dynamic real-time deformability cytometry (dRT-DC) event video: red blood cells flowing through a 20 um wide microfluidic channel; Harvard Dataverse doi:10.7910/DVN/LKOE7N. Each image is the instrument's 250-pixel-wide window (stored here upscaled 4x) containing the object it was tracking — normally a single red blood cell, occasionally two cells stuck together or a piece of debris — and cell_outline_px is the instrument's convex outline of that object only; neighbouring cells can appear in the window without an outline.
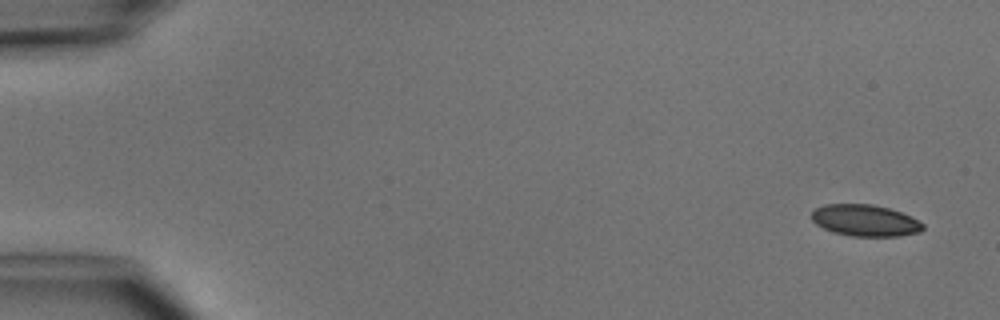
{"species": "common noctule bat (a hibernating species)", "species_latin": "Nyctalus noctula", "temperature_condition": "cold", "stored_images_in_passage": 5, "camera_frame_rate_fps": 3000, "um_per_image_px": 0.085, "animal": {"sex": "male", "body_mass_g": 15.6}, "frame": {"image": 1, "passage_image": 1, "time_ms": 0.0, "image_size_px": [1000, 320], "cell_outline_px": [[924, 228], [920, 232], [900, 236], [852, 236], [832, 232], [816, 224], [812, 220], [812, 212], [816, 208], [824, 204], [872, 204], [888, 208], [912, 216], [924, 224]], "centroid_in_image_um": [73.55, 18.74], "position_along_channel_um": 11.5, "area_um2": 20.52}}
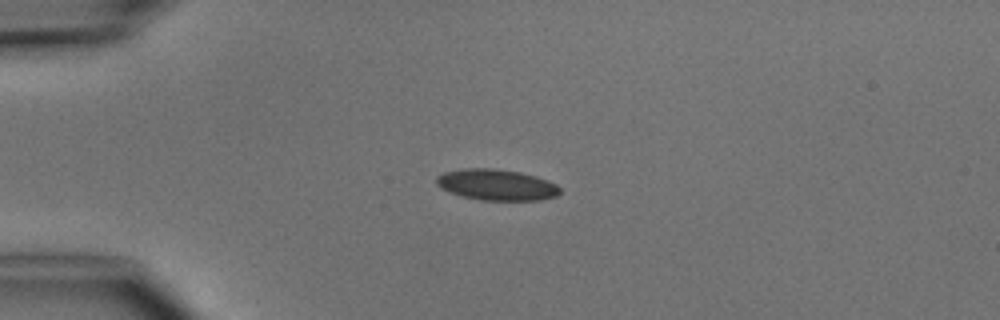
{"frame": {"image": 2, "passage_image": 4, "time_ms": 3.333, "image_size_px": [1000, 320], "cell_outline_px": [[560, 192], [556, 196], [540, 200], [480, 200], [464, 196], [452, 192], [436, 184], [436, 176], [444, 172], [464, 168], [496, 168], [520, 172], [536, 176], [548, 180], [556, 184], [560, 188]], "centroid_in_image_um": [42.24, 15.69], "position_along_channel_um": 42.8, "area_um2": 22.25}}